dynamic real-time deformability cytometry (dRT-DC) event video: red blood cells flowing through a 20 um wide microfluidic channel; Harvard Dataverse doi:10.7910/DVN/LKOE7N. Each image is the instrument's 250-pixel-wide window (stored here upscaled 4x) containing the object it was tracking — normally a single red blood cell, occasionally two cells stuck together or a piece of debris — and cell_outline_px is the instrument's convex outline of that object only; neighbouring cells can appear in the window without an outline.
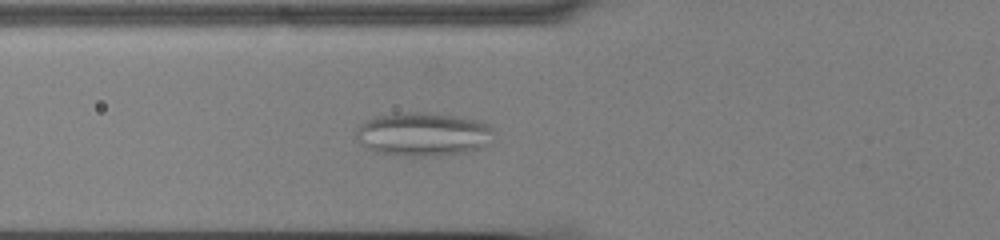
{"species": "common noctule bat (a hibernating species)", "species_latin": "Nyctalus noctula", "temperature_condition": "cold", "stored_images_in_passage": 51, "camera_frame_rate_fps": 3000, "um_per_image_px": 0.085, "animal": {"sex": "male", "body_mass_g": 13.0, "forearm_length_mm": 53.1}, "frame": {"image": 1, "passage_image": 16, "time_ms": 5.0, "image_size_px": [1000, 240], "cell_outline_px": [[492, 132], [480, 148], [468, 152], [424, 156], [412, 156], [376, 152], [368, 148], [356, 140], [356, 128], [360, 124], [372, 116], [396, 112], [424, 112], [456, 116], [480, 120], [488, 124], [492, 128]], "centroid_in_image_um": [35.88, 11.38], "position_along_channel_um": 89.9, "area_um2": 34.85}}
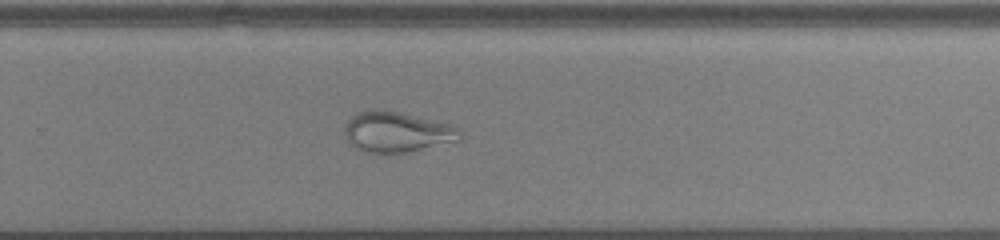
{"frame": {"image": 2, "passage_image": 33, "time_ms": 10.667, "image_size_px": [1000, 240], "cell_outline_px": [[464, 132], [460, 140], [404, 152], [364, 152], [356, 148], [344, 136], [344, 124], [356, 112], [376, 108], [396, 112], [448, 124], [460, 128]], "centroid_in_image_um": [33.7, 11.2], "position_along_channel_um": 296.1, "area_um2": 26.88}}
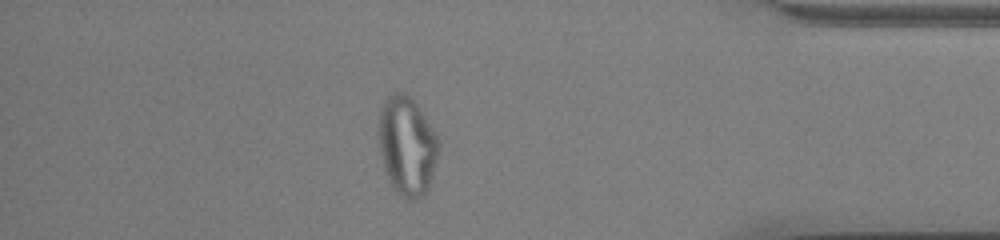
{"frame": {"image": 3, "passage_image": 44, "time_ms": 14.333, "image_size_px": [1000, 240], "cell_outline_px": [[440, 148], [432, 176], [428, 188], [424, 196], [416, 200], [408, 200], [400, 196], [392, 188], [388, 180], [384, 168], [380, 152], [380, 108], [384, 100], [388, 96], [396, 92], [404, 92], [416, 104], [440, 140]], "centroid_in_image_um": [34.61, 12.45], "position_along_channel_um": 400.6, "area_um2": 34.45}}